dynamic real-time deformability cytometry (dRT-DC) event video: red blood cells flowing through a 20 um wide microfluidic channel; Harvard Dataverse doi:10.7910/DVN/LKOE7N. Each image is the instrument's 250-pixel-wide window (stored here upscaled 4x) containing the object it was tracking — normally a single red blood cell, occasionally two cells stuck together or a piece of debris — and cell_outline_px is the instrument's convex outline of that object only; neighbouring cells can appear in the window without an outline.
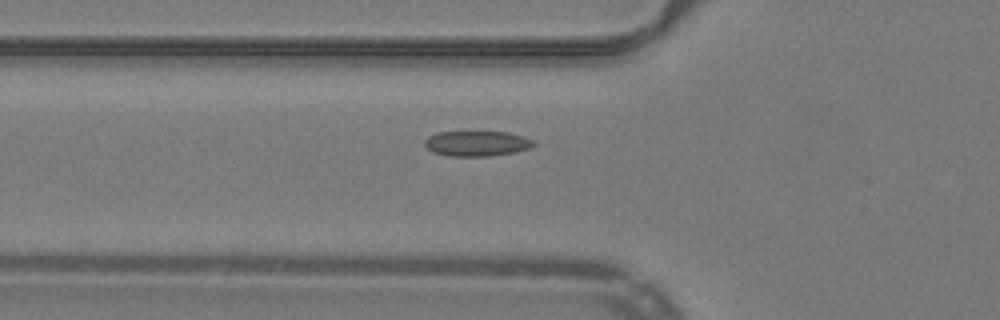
{"species": "common noctule bat (a hibernating species)", "species_latin": "Nyctalus noctula", "temperature_condition": "warm", "stored_images_in_passage": 39, "camera_frame_rate_fps": 3000, "um_per_image_px": 0.085, "animal": {"sex": "male", "body_mass_g": 19.2, "forearm_length_mm": 51.8}, "frame": {"image": 1, "passage_image": 9, "time_ms": 2.667, "image_size_px": [1000, 320], "cell_outline_px": [[536, 144], [528, 148], [516, 152], [488, 156], [448, 156], [432, 152], [424, 144], [424, 140], [428, 136], [436, 132], [508, 132], [532, 140]], "centroid_in_image_um": [40.48, 12.2], "position_along_channel_um": 85.3, "area_um2": 15.95}}
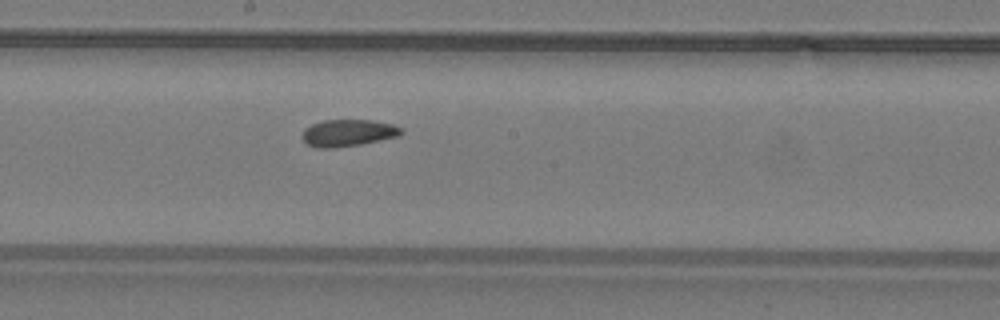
{"frame": {"image": 2, "passage_image": 19, "time_ms": 6.0, "image_size_px": [1000, 320], "cell_outline_px": [[404, 132], [400, 136], [360, 144], [332, 148], [316, 148], [304, 144], [300, 136], [304, 128], [312, 124], [324, 120], [372, 120], [392, 124], [400, 128]], "centroid_in_image_um": [29.52, 11.3], "position_along_channel_um": 218.7, "area_um2": 15.72}}
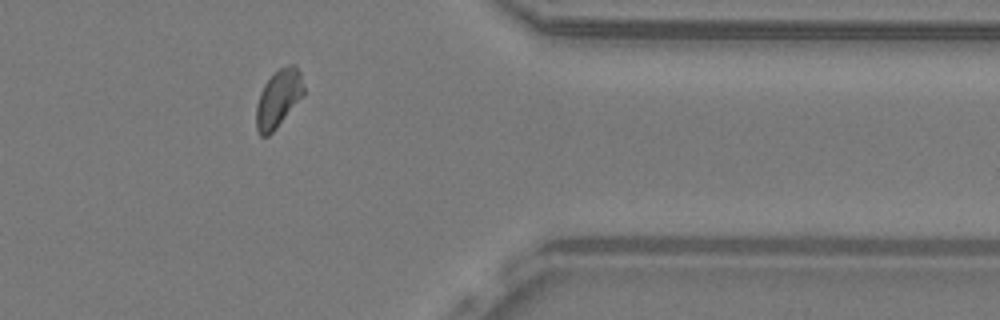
{"frame": {"image": 3, "passage_image": 33, "time_ms": 10.667, "image_size_px": [1000, 320], "cell_outline_px": [[304, 96], [276, 128], [268, 136], [260, 136], [256, 128], [256, 104], [260, 92], [264, 84], [280, 68], [288, 64], [296, 64], [300, 72], [304, 88]], "centroid_in_image_um": [23.67, 8.38], "position_along_channel_um": 387.7, "area_um2": 16.01}, "authors_computed_cell_mechanics": {"area_um2": 15.895, "velocity_mm_per_s": 3.9775, "shape_relaxation_time_tau1_ms": null, "shape_relaxation_time_tau2_ms": 3.1336, "deformation_change_tau1": null, "deformation_change_tau2": 0.0541}}